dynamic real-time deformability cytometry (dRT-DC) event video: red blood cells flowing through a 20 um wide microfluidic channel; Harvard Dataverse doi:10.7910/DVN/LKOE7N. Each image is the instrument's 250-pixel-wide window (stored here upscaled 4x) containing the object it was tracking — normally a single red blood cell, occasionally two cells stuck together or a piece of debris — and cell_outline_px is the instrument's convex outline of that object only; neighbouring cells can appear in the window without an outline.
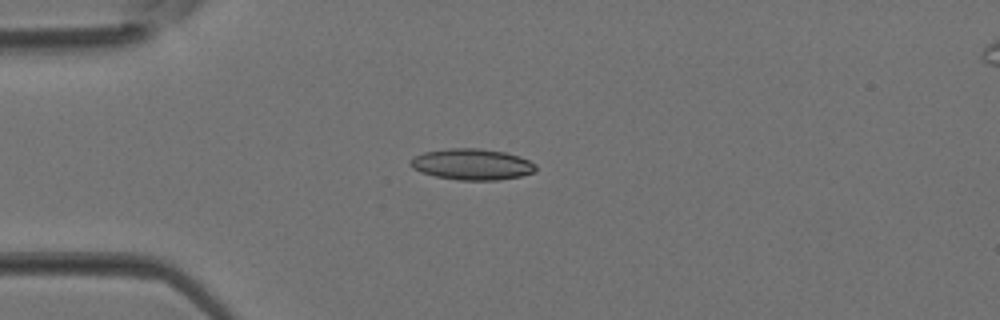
{"species": "Egyptian fruit bat (a non-hibernating species)", "species_latin": "Rousettus aegyptiacus", "temperature_condition": "room temperature", "stored_images_in_passage": 3, "camera_frame_rate_fps": 3000, "um_per_image_px": 0.085, "animal": {"sex": "female"}, "frame": {"image": 1, "passage_image": 3, "time_ms": 0.667, "image_size_px": [1000, 320], "cell_outline_px": [[536, 172], [520, 176], [496, 180], [460, 180], [436, 176], [420, 172], [412, 168], [408, 164], [416, 156], [424, 152], [448, 148], [480, 148], [504, 152], [520, 156], [536, 164]], "centroid_in_image_um": [40.13, 13.96], "position_along_channel_um": 44.9, "area_um2": 22.72}}